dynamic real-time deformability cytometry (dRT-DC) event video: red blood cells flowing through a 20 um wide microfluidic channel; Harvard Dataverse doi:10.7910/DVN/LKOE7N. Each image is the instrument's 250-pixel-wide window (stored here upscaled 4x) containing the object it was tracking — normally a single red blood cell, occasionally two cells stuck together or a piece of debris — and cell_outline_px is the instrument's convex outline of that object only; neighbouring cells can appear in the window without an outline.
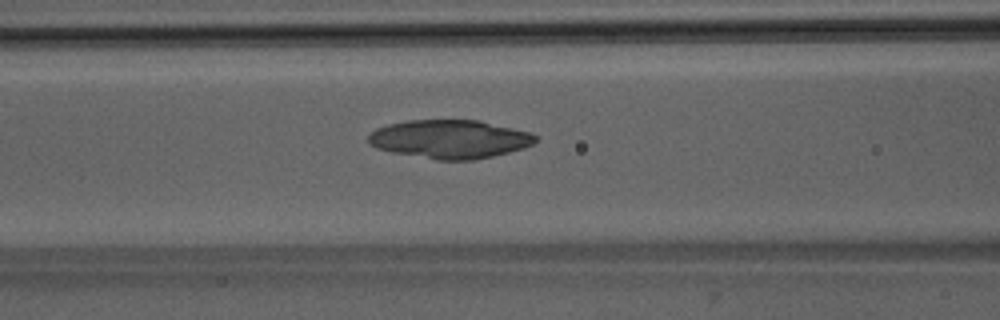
{"species": "Egyptian fruit bat (a non-hibernating species)", "species_latin": "Rousettus aegyptiacus", "temperature_condition": "room temperature", "stored_images_in_passage": 43, "camera_frame_rate_fps": 3000, "um_per_image_px": 0.085, "animal": {"sex": "male"}, "frame": {"image": 1, "passage_image": 13, "time_ms": 4.0, "image_size_px": [1000, 320], "cell_outline_px": [[536, 140], [532, 144], [524, 148], [492, 156], [472, 160], [436, 160], [392, 152], [376, 148], [368, 144], [368, 136], [376, 128], [388, 124], [408, 120], [480, 120], [532, 132], [536, 136]], "centroid_in_image_um": [38.23, 11.82], "position_along_channel_um": 128.4, "area_um2": 37.69}}
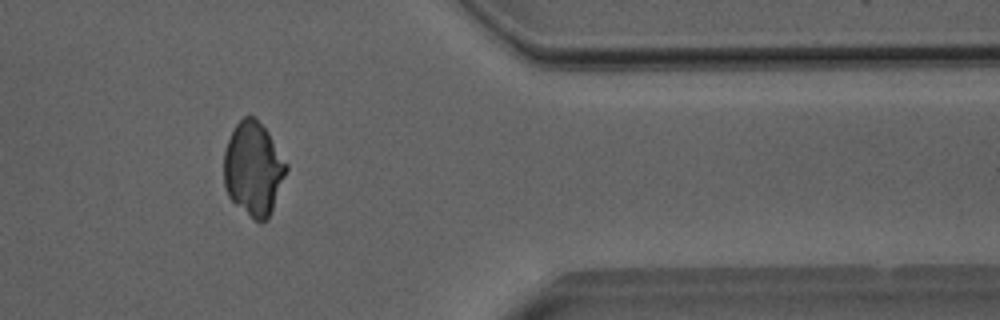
{"frame": {"image": 2, "passage_image": 34, "time_ms": 11.0, "image_size_px": [1000, 320], "cell_outline_px": [[288, 168], [268, 220], [260, 224], [236, 204], [228, 196], [224, 184], [224, 152], [228, 140], [236, 124], [244, 116], [252, 116], [268, 132], [288, 164]], "centroid_in_image_um": [21.54, 14.37], "position_along_channel_um": 389.9, "area_um2": 33.81}}
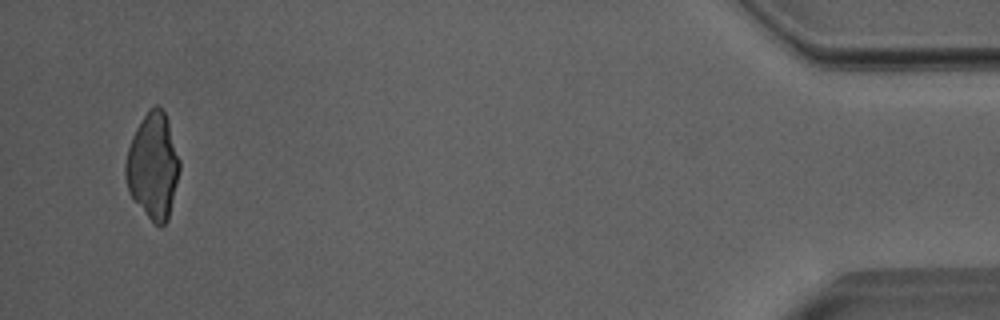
{"frame": {"image": 3, "passage_image": 41, "time_ms": 13.333, "image_size_px": [1000, 320], "cell_outline_px": [[180, 168], [168, 220], [160, 228], [148, 216], [128, 192], [124, 176], [124, 164], [128, 148], [132, 136], [136, 128], [144, 116], [156, 104], [164, 112], [168, 120], [180, 160]], "centroid_in_image_um": [12.99, 14.11], "position_along_channel_um": 422.2, "area_um2": 33.06}}